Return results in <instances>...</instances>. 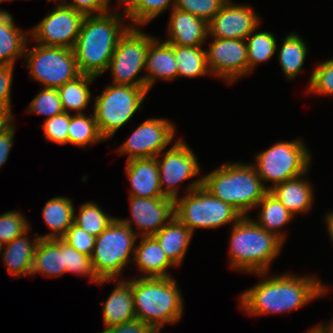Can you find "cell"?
I'll use <instances>...</instances> for the list:
<instances>
[{
  "instance_id": "836d02e7",
  "label": "cell",
  "mask_w": 333,
  "mask_h": 333,
  "mask_svg": "<svg viewBox=\"0 0 333 333\" xmlns=\"http://www.w3.org/2000/svg\"><path fill=\"white\" fill-rule=\"evenodd\" d=\"M106 141L100 134L94 114L90 116L70 113V125L68 127V143L83 147L88 144H96Z\"/></svg>"
},
{
  "instance_id": "9c48e42d",
  "label": "cell",
  "mask_w": 333,
  "mask_h": 333,
  "mask_svg": "<svg viewBox=\"0 0 333 333\" xmlns=\"http://www.w3.org/2000/svg\"><path fill=\"white\" fill-rule=\"evenodd\" d=\"M255 167L264 186L275 185L306 174L311 165V154L303 140L277 141L269 149L255 156ZM272 183L267 187L265 182Z\"/></svg>"
},
{
  "instance_id": "1f68e13d",
  "label": "cell",
  "mask_w": 333,
  "mask_h": 333,
  "mask_svg": "<svg viewBox=\"0 0 333 333\" xmlns=\"http://www.w3.org/2000/svg\"><path fill=\"white\" fill-rule=\"evenodd\" d=\"M176 63L178 67V78H195L210 74L207 64L206 50L203 46L189 47L173 45Z\"/></svg>"
},
{
  "instance_id": "5bb4252c",
  "label": "cell",
  "mask_w": 333,
  "mask_h": 333,
  "mask_svg": "<svg viewBox=\"0 0 333 333\" xmlns=\"http://www.w3.org/2000/svg\"><path fill=\"white\" fill-rule=\"evenodd\" d=\"M159 156L156 160L162 193L175 200L179 195V183L199 175L200 164L193 150L181 139L163 152L162 159Z\"/></svg>"
},
{
  "instance_id": "8992f818",
  "label": "cell",
  "mask_w": 333,
  "mask_h": 333,
  "mask_svg": "<svg viewBox=\"0 0 333 333\" xmlns=\"http://www.w3.org/2000/svg\"><path fill=\"white\" fill-rule=\"evenodd\" d=\"M186 194L174 200V215L193 234L197 228L215 229L236 223L242 215L202 186V177L189 183Z\"/></svg>"
},
{
  "instance_id": "816d5d0a",
  "label": "cell",
  "mask_w": 333,
  "mask_h": 333,
  "mask_svg": "<svg viewBox=\"0 0 333 333\" xmlns=\"http://www.w3.org/2000/svg\"><path fill=\"white\" fill-rule=\"evenodd\" d=\"M307 333H321L320 330L315 326L311 330H309Z\"/></svg>"
},
{
  "instance_id": "f35d334b",
  "label": "cell",
  "mask_w": 333,
  "mask_h": 333,
  "mask_svg": "<svg viewBox=\"0 0 333 333\" xmlns=\"http://www.w3.org/2000/svg\"><path fill=\"white\" fill-rule=\"evenodd\" d=\"M20 211H8L0 215V246L26 233L31 227Z\"/></svg>"
},
{
  "instance_id": "7402d4cb",
  "label": "cell",
  "mask_w": 333,
  "mask_h": 333,
  "mask_svg": "<svg viewBox=\"0 0 333 333\" xmlns=\"http://www.w3.org/2000/svg\"><path fill=\"white\" fill-rule=\"evenodd\" d=\"M31 228L23 235L16 237L11 242L0 246L2 261L13 278L31 276L34 263V253L39 241V233H35L33 241L27 236ZM30 239V240H29ZM3 247H6L3 250Z\"/></svg>"
},
{
  "instance_id": "ffe728a7",
  "label": "cell",
  "mask_w": 333,
  "mask_h": 333,
  "mask_svg": "<svg viewBox=\"0 0 333 333\" xmlns=\"http://www.w3.org/2000/svg\"><path fill=\"white\" fill-rule=\"evenodd\" d=\"M154 38L148 47L145 63L146 89L150 91L158 79L171 81L178 77L173 45Z\"/></svg>"
},
{
  "instance_id": "484cf974",
  "label": "cell",
  "mask_w": 333,
  "mask_h": 333,
  "mask_svg": "<svg viewBox=\"0 0 333 333\" xmlns=\"http://www.w3.org/2000/svg\"><path fill=\"white\" fill-rule=\"evenodd\" d=\"M192 236L193 233L175 216L153 235L167 258L176 267L183 262Z\"/></svg>"
},
{
  "instance_id": "f5cc1de1",
  "label": "cell",
  "mask_w": 333,
  "mask_h": 333,
  "mask_svg": "<svg viewBox=\"0 0 333 333\" xmlns=\"http://www.w3.org/2000/svg\"><path fill=\"white\" fill-rule=\"evenodd\" d=\"M126 0H118V2L120 3V5L118 6H122V4L125 2Z\"/></svg>"
},
{
  "instance_id": "74e56055",
  "label": "cell",
  "mask_w": 333,
  "mask_h": 333,
  "mask_svg": "<svg viewBox=\"0 0 333 333\" xmlns=\"http://www.w3.org/2000/svg\"><path fill=\"white\" fill-rule=\"evenodd\" d=\"M26 112L43 116L46 115V119L44 120H48L55 115L63 113L64 110L58 89L43 87L30 102Z\"/></svg>"
},
{
  "instance_id": "db71d44e",
  "label": "cell",
  "mask_w": 333,
  "mask_h": 333,
  "mask_svg": "<svg viewBox=\"0 0 333 333\" xmlns=\"http://www.w3.org/2000/svg\"><path fill=\"white\" fill-rule=\"evenodd\" d=\"M160 329H158V330H153V332L152 333H160Z\"/></svg>"
},
{
  "instance_id": "5b68a950",
  "label": "cell",
  "mask_w": 333,
  "mask_h": 333,
  "mask_svg": "<svg viewBox=\"0 0 333 333\" xmlns=\"http://www.w3.org/2000/svg\"><path fill=\"white\" fill-rule=\"evenodd\" d=\"M137 278V279H136ZM132 292L136 318L158 330L179 322L184 311L182 292L173 277H136Z\"/></svg>"
},
{
  "instance_id": "7c38bea8",
  "label": "cell",
  "mask_w": 333,
  "mask_h": 333,
  "mask_svg": "<svg viewBox=\"0 0 333 333\" xmlns=\"http://www.w3.org/2000/svg\"><path fill=\"white\" fill-rule=\"evenodd\" d=\"M56 5L29 30L30 40L44 46L73 49L85 15L60 3Z\"/></svg>"
},
{
  "instance_id": "11a10c76",
  "label": "cell",
  "mask_w": 333,
  "mask_h": 333,
  "mask_svg": "<svg viewBox=\"0 0 333 333\" xmlns=\"http://www.w3.org/2000/svg\"><path fill=\"white\" fill-rule=\"evenodd\" d=\"M5 1H13V0H0V3L5 2ZM51 1V0H50ZM56 1V0H55Z\"/></svg>"
},
{
  "instance_id": "4316f807",
  "label": "cell",
  "mask_w": 333,
  "mask_h": 333,
  "mask_svg": "<svg viewBox=\"0 0 333 333\" xmlns=\"http://www.w3.org/2000/svg\"><path fill=\"white\" fill-rule=\"evenodd\" d=\"M40 273L46 277H59L66 273L63 260V239H39L31 275Z\"/></svg>"
},
{
  "instance_id": "e0dca14e",
  "label": "cell",
  "mask_w": 333,
  "mask_h": 333,
  "mask_svg": "<svg viewBox=\"0 0 333 333\" xmlns=\"http://www.w3.org/2000/svg\"><path fill=\"white\" fill-rule=\"evenodd\" d=\"M255 10L244 4L228 0L221 10L208 22L209 37L221 39H242L260 25Z\"/></svg>"
},
{
  "instance_id": "ac0fdd59",
  "label": "cell",
  "mask_w": 333,
  "mask_h": 333,
  "mask_svg": "<svg viewBox=\"0 0 333 333\" xmlns=\"http://www.w3.org/2000/svg\"><path fill=\"white\" fill-rule=\"evenodd\" d=\"M168 23V38L171 45L200 47L209 36L208 22L189 12L171 9Z\"/></svg>"
},
{
  "instance_id": "d4e9b609",
  "label": "cell",
  "mask_w": 333,
  "mask_h": 333,
  "mask_svg": "<svg viewBox=\"0 0 333 333\" xmlns=\"http://www.w3.org/2000/svg\"><path fill=\"white\" fill-rule=\"evenodd\" d=\"M28 41L29 31L16 27L13 16L0 9V66H14L16 59L25 55Z\"/></svg>"
},
{
  "instance_id": "9a60e30c",
  "label": "cell",
  "mask_w": 333,
  "mask_h": 333,
  "mask_svg": "<svg viewBox=\"0 0 333 333\" xmlns=\"http://www.w3.org/2000/svg\"><path fill=\"white\" fill-rule=\"evenodd\" d=\"M211 75L232 84L249 75L246 40L213 38L206 50Z\"/></svg>"
},
{
  "instance_id": "ee69618b",
  "label": "cell",
  "mask_w": 333,
  "mask_h": 333,
  "mask_svg": "<svg viewBox=\"0 0 333 333\" xmlns=\"http://www.w3.org/2000/svg\"><path fill=\"white\" fill-rule=\"evenodd\" d=\"M58 1V0H56ZM60 4L73 8L84 15H101L110 12L111 0H60Z\"/></svg>"
},
{
  "instance_id": "b9f144b4",
  "label": "cell",
  "mask_w": 333,
  "mask_h": 333,
  "mask_svg": "<svg viewBox=\"0 0 333 333\" xmlns=\"http://www.w3.org/2000/svg\"><path fill=\"white\" fill-rule=\"evenodd\" d=\"M43 130L47 141L60 145L68 144V127L70 125V113L63 112L48 120H44Z\"/></svg>"
},
{
  "instance_id": "3957f363",
  "label": "cell",
  "mask_w": 333,
  "mask_h": 333,
  "mask_svg": "<svg viewBox=\"0 0 333 333\" xmlns=\"http://www.w3.org/2000/svg\"><path fill=\"white\" fill-rule=\"evenodd\" d=\"M231 230L228 253L230 267L252 274L269 272L284 242L264 230L249 216H242L236 223H232Z\"/></svg>"
},
{
  "instance_id": "2e32d148",
  "label": "cell",
  "mask_w": 333,
  "mask_h": 333,
  "mask_svg": "<svg viewBox=\"0 0 333 333\" xmlns=\"http://www.w3.org/2000/svg\"><path fill=\"white\" fill-rule=\"evenodd\" d=\"M131 218H119L133 230V223L137 226V235L153 236L174 215V199L170 197L143 198L129 196ZM133 219V220H131Z\"/></svg>"
},
{
  "instance_id": "f6af8a7d",
  "label": "cell",
  "mask_w": 333,
  "mask_h": 333,
  "mask_svg": "<svg viewBox=\"0 0 333 333\" xmlns=\"http://www.w3.org/2000/svg\"><path fill=\"white\" fill-rule=\"evenodd\" d=\"M14 66H0V108L6 109L11 115V86Z\"/></svg>"
},
{
  "instance_id": "603a6c76",
  "label": "cell",
  "mask_w": 333,
  "mask_h": 333,
  "mask_svg": "<svg viewBox=\"0 0 333 333\" xmlns=\"http://www.w3.org/2000/svg\"><path fill=\"white\" fill-rule=\"evenodd\" d=\"M140 239L133 258L134 264L136 263L141 273L136 277H171L167 271L169 267H175V265L167 258L158 241L153 236H141Z\"/></svg>"
},
{
  "instance_id": "4dcf8cb0",
  "label": "cell",
  "mask_w": 333,
  "mask_h": 333,
  "mask_svg": "<svg viewBox=\"0 0 333 333\" xmlns=\"http://www.w3.org/2000/svg\"><path fill=\"white\" fill-rule=\"evenodd\" d=\"M279 49V63L285 77L295 79L302 72L308 47L298 33H289Z\"/></svg>"
},
{
  "instance_id": "6da1fadb",
  "label": "cell",
  "mask_w": 333,
  "mask_h": 333,
  "mask_svg": "<svg viewBox=\"0 0 333 333\" xmlns=\"http://www.w3.org/2000/svg\"><path fill=\"white\" fill-rule=\"evenodd\" d=\"M267 273H255L261 277V281L240 293L239 306L249 316L292 312L327 294L329 290L317 276L283 273L269 277Z\"/></svg>"
},
{
  "instance_id": "7bdbcfd3",
  "label": "cell",
  "mask_w": 333,
  "mask_h": 333,
  "mask_svg": "<svg viewBox=\"0 0 333 333\" xmlns=\"http://www.w3.org/2000/svg\"><path fill=\"white\" fill-rule=\"evenodd\" d=\"M62 239L75 250L91 257L96 237L90 235L75 223L68 228Z\"/></svg>"
},
{
  "instance_id": "ba28073f",
  "label": "cell",
  "mask_w": 333,
  "mask_h": 333,
  "mask_svg": "<svg viewBox=\"0 0 333 333\" xmlns=\"http://www.w3.org/2000/svg\"><path fill=\"white\" fill-rule=\"evenodd\" d=\"M148 92L144 87L111 83L101 95L93 97V114L105 140H110L136 111L142 109Z\"/></svg>"
},
{
  "instance_id": "60d3db41",
  "label": "cell",
  "mask_w": 333,
  "mask_h": 333,
  "mask_svg": "<svg viewBox=\"0 0 333 333\" xmlns=\"http://www.w3.org/2000/svg\"><path fill=\"white\" fill-rule=\"evenodd\" d=\"M228 0H176L174 8L209 22Z\"/></svg>"
},
{
  "instance_id": "bcb514c9",
  "label": "cell",
  "mask_w": 333,
  "mask_h": 333,
  "mask_svg": "<svg viewBox=\"0 0 333 333\" xmlns=\"http://www.w3.org/2000/svg\"><path fill=\"white\" fill-rule=\"evenodd\" d=\"M153 328L138 318H134L120 325L105 328L100 333H152Z\"/></svg>"
},
{
  "instance_id": "d590c367",
  "label": "cell",
  "mask_w": 333,
  "mask_h": 333,
  "mask_svg": "<svg viewBox=\"0 0 333 333\" xmlns=\"http://www.w3.org/2000/svg\"><path fill=\"white\" fill-rule=\"evenodd\" d=\"M114 218L106 214L99 205L89 201L80 205L79 213L74 214V223L90 235L97 237Z\"/></svg>"
},
{
  "instance_id": "e575fe53",
  "label": "cell",
  "mask_w": 333,
  "mask_h": 333,
  "mask_svg": "<svg viewBox=\"0 0 333 333\" xmlns=\"http://www.w3.org/2000/svg\"><path fill=\"white\" fill-rule=\"evenodd\" d=\"M255 28L245 39L249 63V74L262 62L268 61L277 52V40L272 32H257Z\"/></svg>"
},
{
  "instance_id": "d6a6232c",
  "label": "cell",
  "mask_w": 333,
  "mask_h": 333,
  "mask_svg": "<svg viewBox=\"0 0 333 333\" xmlns=\"http://www.w3.org/2000/svg\"><path fill=\"white\" fill-rule=\"evenodd\" d=\"M176 0H126L122 5L132 27L148 24L166 9H173ZM170 6V7H169Z\"/></svg>"
},
{
  "instance_id": "681fc988",
  "label": "cell",
  "mask_w": 333,
  "mask_h": 333,
  "mask_svg": "<svg viewBox=\"0 0 333 333\" xmlns=\"http://www.w3.org/2000/svg\"><path fill=\"white\" fill-rule=\"evenodd\" d=\"M324 218V222L326 223L328 229L327 231L329 233L331 241L333 242V210L329 211Z\"/></svg>"
},
{
  "instance_id": "f1b7e54d",
  "label": "cell",
  "mask_w": 333,
  "mask_h": 333,
  "mask_svg": "<svg viewBox=\"0 0 333 333\" xmlns=\"http://www.w3.org/2000/svg\"><path fill=\"white\" fill-rule=\"evenodd\" d=\"M259 207L261 210H259L258 219L254 221L284 242L286 234L281 232V228L288 225L294 215L270 191L259 201L256 208Z\"/></svg>"
},
{
  "instance_id": "f907efd6",
  "label": "cell",
  "mask_w": 333,
  "mask_h": 333,
  "mask_svg": "<svg viewBox=\"0 0 333 333\" xmlns=\"http://www.w3.org/2000/svg\"><path fill=\"white\" fill-rule=\"evenodd\" d=\"M330 322L327 323V325L320 324L316 327L320 330L321 333H333V321Z\"/></svg>"
},
{
  "instance_id": "f546056e",
  "label": "cell",
  "mask_w": 333,
  "mask_h": 333,
  "mask_svg": "<svg viewBox=\"0 0 333 333\" xmlns=\"http://www.w3.org/2000/svg\"><path fill=\"white\" fill-rule=\"evenodd\" d=\"M95 78L91 75L81 74L58 88L64 112L70 113L73 110L76 111L75 114H83L91 101L92 93L89 86Z\"/></svg>"
},
{
  "instance_id": "277c9868",
  "label": "cell",
  "mask_w": 333,
  "mask_h": 333,
  "mask_svg": "<svg viewBox=\"0 0 333 333\" xmlns=\"http://www.w3.org/2000/svg\"><path fill=\"white\" fill-rule=\"evenodd\" d=\"M202 186L242 216H248V211L256 209L269 191L252 163L242 162H227L219 166L202 177Z\"/></svg>"
},
{
  "instance_id": "44dd1931",
  "label": "cell",
  "mask_w": 333,
  "mask_h": 333,
  "mask_svg": "<svg viewBox=\"0 0 333 333\" xmlns=\"http://www.w3.org/2000/svg\"><path fill=\"white\" fill-rule=\"evenodd\" d=\"M111 281L117 282L115 289H113L107 301L100 302L105 328L120 325L136 318L132 280L108 279V282Z\"/></svg>"
},
{
  "instance_id": "c3c4849f",
  "label": "cell",
  "mask_w": 333,
  "mask_h": 333,
  "mask_svg": "<svg viewBox=\"0 0 333 333\" xmlns=\"http://www.w3.org/2000/svg\"><path fill=\"white\" fill-rule=\"evenodd\" d=\"M12 122H14L13 116L6 109L0 108V131L4 130Z\"/></svg>"
},
{
  "instance_id": "8d00e7d4",
  "label": "cell",
  "mask_w": 333,
  "mask_h": 333,
  "mask_svg": "<svg viewBox=\"0 0 333 333\" xmlns=\"http://www.w3.org/2000/svg\"><path fill=\"white\" fill-rule=\"evenodd\" d=\"M63 260L66 273H72L80 276H88L90 281L97 285H103L108 279L99 280L95 275L91 257L75 250L66 241L63 240Z\"/></svg>"
},
{
  "instance_id": "7a4b0ae2",
  "label": "cell",
  "mask_w": 333,
  "mask_h": 333,
  "mask_svg": "<svg viewBox=\"0 0 333 333\" xmlns=\"http://www.w3.org/2000/svg\"><path fill=\"white\" fill-rule=\"evenodd\" d=\"M123 16L113 11L85 15L73 48L81 74L98 78L107 72L119 38L131 26L122 24Z\"/></svg>"
},
{
  "instance_id": "ab89813d",
  "label": "cell",
  "mask_w": 333,
  "mask_h": 333,
  "mask_svg": "<svg viewBox=\"0 0 333 333\" xmlns=\"http://www.w3.org/2000/svg\"><path fill=\"white\" fill-rule=\"evenodd\" d=\"M307 89L311 95L333 96V59L318 63L310 76Z\"/></svg>"
},
{
  "instance_id": "cb8c5ba5",
  "label": "cell",
  "mask_w": 333,
  "mask_h": 333,
  "mask_svg": "<svg viewBox=\"0 0 333 333\" xmlns=\"http://www.w3.org/2000/svg\"><path fill=\"white\" fill-rule=\"evenodd\" d=\"M305 175L277 184L269 190L294 216L307 213L313 206V187L304 178Z\"/></svg>"
},
{
  "instance_id": "8fae6325",
  "label": "cell",
  "mask_w": 333,
  "mask_h": 333,
  "mask_svg": "<svg viewBox=\"0 0 333 333\" xmlns=\"http://www.w3.org/2000/svg\"><path fill=\"white\" fill-rule=\"evenodd\" d=\"M154 36L146 34L140 27L130 26L119 38L107 71H111L113 84L146 88L145 69L149 43Z\"/></svg>"
},
{
  "instance_id": "30bf717a",
  "label": "cell",
  "mask_w": 333,
  "mask_h": 333,
  "mask_svg": "<svg viewBox=\"0 0 333 333\" xmlns=\"http://www.w3.org/2000/svg\"><path fill=\"white\" fill-rule=\"evenodd\" d=\"M32 80L46 88H60L81 75L73 49L36 43L25 49L24 60Z\"/></svg>"
},
{
  "instance_id": "d6986e66",
  "label": "cell",
  "mask_w": 333,
  "mask_h": 333,
  "mask_svg": "<svg viewBox=\"0 0 333 333\" xmlns=\"http://www.w3.org/2000/svg\"><path fill=\"white\" fill-rule=\"evenodd\" d=\"M125 173L131 184L129 196L166 197L161 190L156 157L126 161Z\"/></svg>"
},
{
  "instance_id": "4fadbf2b",
  "label": "cell",
  "mask_w": 333,
  "mask_h": 333,
  "mask_svg": "<svg viewBox=\"0 0 333 333\" xmlns=\"http://www.w3.org/2000/svg\"><path fill=\"white\" fill-rule=\"evenodd\" d=\"M176 127L170 120L149 118L143 121L119 146L118 151L129 155L128 160L153 158L161 155L175 138Z\"/></svg>"
},
{
  "instance_id": "83f0119b",
  "label": "cell",
  "mask_w": 333,
  "mask_h": 333,
  "mask_svg": "<svg viewBox=\"0 0 333 333\" xmlns=\"http://www.w3.org/2000/svg\"><path fill=\"white\" fill-rule=\"evenodd\" d=\"M75 207L73 200L63 196L51 198L42 209V217L53 232L39 235L41 239L62 238L74 223Z\"/></svg>"
},
{
  "instance_id": "52a82bcc",
  "label": "cell",
  "mask_w": 333,
  "mask_h": 333,
  "mask_svg": "<svg viewBox=\"0 0 333 333\" xmlns=\"http://www.w3.org/2000/svg\"><path fill=\"white\" fill-rule=\"evenodd\" d=\"M137 238V231L125 225L119 217H115L96 237L91 261L99 280L118 279L127 263L133 262Z\"/></svg>"
},
{
  "instance_id": "7dc6e473",
  "label": "cell",
  "mask_w": 333,
  "mask_h": 333,
  "mask_svg": "<svg viewBox=\"0 0 333 333\" xmlns=\"http://www.w3.org/2000/svg\"><path fill=\"white\" fill-rule=\"evenodd\" d=\"M15 126L13 122L4 130L0 131V168L4 165L9 157L10 150L14 146Z\"/></svg>"
}]
</instances>
